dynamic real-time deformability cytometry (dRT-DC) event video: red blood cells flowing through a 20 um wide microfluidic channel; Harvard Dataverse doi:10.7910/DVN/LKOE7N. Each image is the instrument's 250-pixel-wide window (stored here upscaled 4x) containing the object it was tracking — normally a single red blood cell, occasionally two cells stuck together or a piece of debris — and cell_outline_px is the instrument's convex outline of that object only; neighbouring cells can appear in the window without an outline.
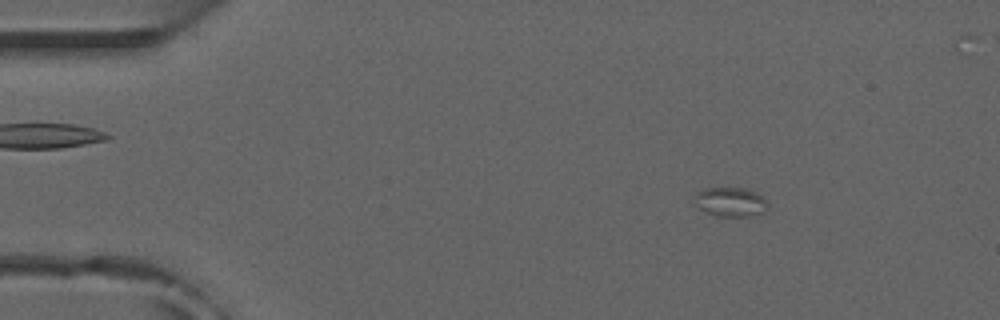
{"species": "common noctule bat (a hibernating species)", "species_latin": "Nyctalus noctula", "temperature_condition": "room temperature", "stored_images_in_passage": 53, "camera_frame_rate_fps": 3000, "um_per_image_px": 0.085, "animal": {"sex": "male", "forearm_length_mm": 52.5}, "frame": {"image": 1, "passage_image": 7, "time_ms": 2.0, "image_size_px": [1000, 320], "cell_outline_px": [[768, 204], [760, 212], [752, 216], [716, 216], [692, 204], [692, 200], [696, 192], [704, 188], [744, 188], [756, 192], [764, 196], [768, 200]], "centroid_in_image_um": [62.04, 17.14], "position_along_channel_um": 23.0, "area_um2": 12.6}}